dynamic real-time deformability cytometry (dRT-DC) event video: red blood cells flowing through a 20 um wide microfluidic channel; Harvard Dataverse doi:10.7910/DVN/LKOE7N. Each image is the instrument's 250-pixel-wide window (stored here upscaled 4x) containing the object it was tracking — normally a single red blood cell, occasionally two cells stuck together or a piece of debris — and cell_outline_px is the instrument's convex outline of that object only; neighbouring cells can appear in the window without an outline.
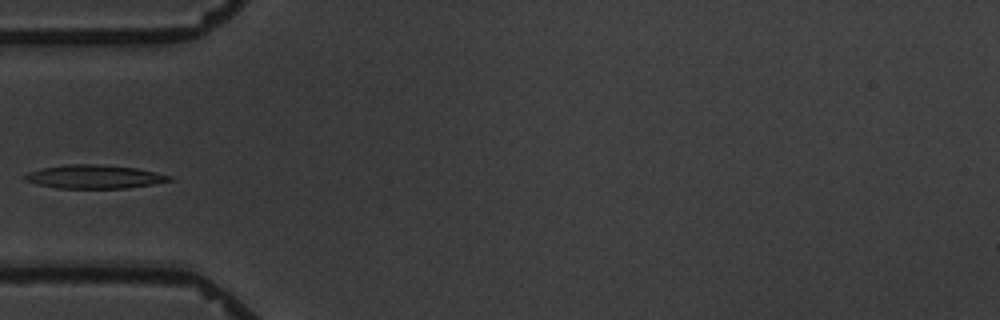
{"species": "common noctule bat (a hibernating species)", "species_latin": "Nyctalus noctula", "temperature_condition": "warm", "stored_images_in_passage": 5, "camera_frame_rate_fps": 3000, "um_per_image_px": 0.085, "animal": {"sex": "male", "body_mass_g": 19.5, "forearm_length_mm": 54.6}, "frame": {"image": 1, "passage_image": 5, "time_ms": 5.333, "image_size_px": [1000, 320], "cell_outline_px": [[176, 180], [128, 188], [56, 188], [36, 184], [24, 180], [20, 176], [28, 172], [40, 168], [64, 164], [96, 164], [136, 168], [156, 172], [172, 176]], "centroid_in_image_um": [7.98, 15.02], "position_along_channel_um": 77.0, "area_um2": 20.11}}